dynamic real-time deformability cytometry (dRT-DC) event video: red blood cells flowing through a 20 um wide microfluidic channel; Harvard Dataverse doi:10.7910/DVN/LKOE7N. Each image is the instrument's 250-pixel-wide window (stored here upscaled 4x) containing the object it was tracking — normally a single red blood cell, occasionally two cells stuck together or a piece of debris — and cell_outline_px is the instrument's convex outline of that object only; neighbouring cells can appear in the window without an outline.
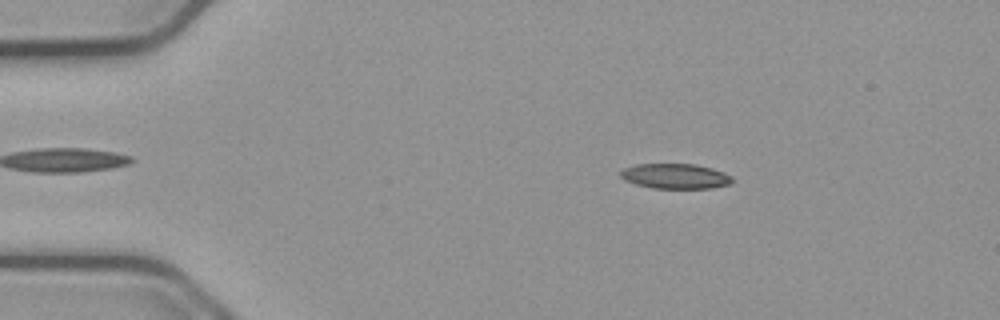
{"species": "common noctule bat (a hibernating species)", "species_latin": "Nyctalus noctula", "temperature_condition": "cold", "stored_images_in_passage": 54, "camera_frame_rate_fps": 3000, "um_per_image_px": 0.085, "animal": {"sex": "male", "body_mass_g": 23.1, "forearm_length_mm": 52.7}, "frame": {"image": 1, "passage_image": 9, "time_ms": 2.667, "image_size_px": [1000, 320], "cell_outline_px": [[732, 184], [712, 188], [652, 188], [636, 184], [624, 180], [620, 176], [620, 172], [624, 168], [636, 164], [696, 164], [712, 168], [724, 172], [732, 176]], "centroid_in_image_um": [57.42, 14.97], "position_along_channel_um": 27.6, "area_um2": 16.42}}
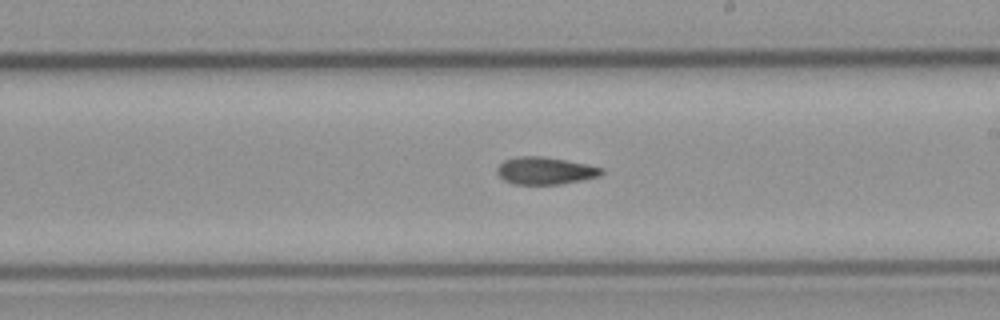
{"frame": {"image": 2, "passage_image": 31, "time_ms": 10.0, "image_size_px": [1000, 320], "cell_outline_px": [[604, 172], [600, 176], [560, 184], [512, 184], [504, 180], [496, 172], [496, 168], [504, 160], [520, 156], [544, 156], [588, 164], [604, 168]], "centroid_in_image_um": [46.34, 14.5], "position_along_channel_um": 242.7, "area_um2": 16.7}}
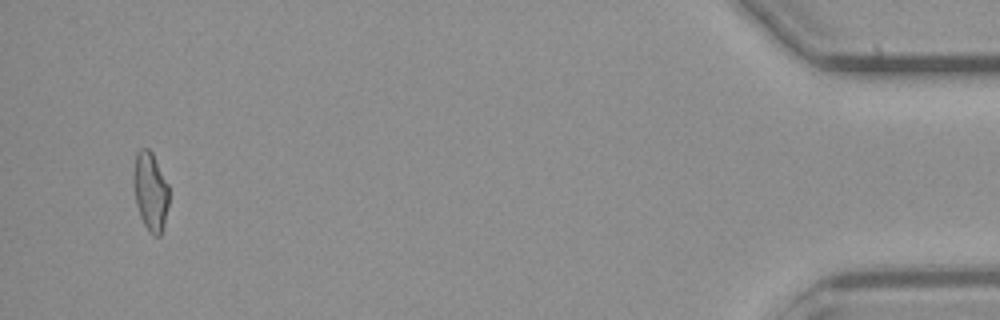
{"frame": {"image": 3, "passage_image": 52, "time_ms": 17.0, "image_size_px": [1000, 320], "cell_outline_px": [[168, 204], [164, 224], [160, 236], [152, 236], [148, 232], [140, 216], [136, 204], [132, 184], [132, 176], [136, 152], [140, 148], [148, 148], [152, 152], [168, 184]], "centroid_in_image_um": [12.76, 16.26], "position_along_channel_um": 422.4, "area_um2": 16.47}, "authors_computed_cell_mechanics": {"area_um2": 16.7331, "velocity_mm_per_s": 3.7744, "shape_relaxation_time_tau1_ms": null, "shape_relaxation_time_tau2_ms": 6.8691, "deformation_change_tau1": null, "deformation_change_tau2": 0.1287}}